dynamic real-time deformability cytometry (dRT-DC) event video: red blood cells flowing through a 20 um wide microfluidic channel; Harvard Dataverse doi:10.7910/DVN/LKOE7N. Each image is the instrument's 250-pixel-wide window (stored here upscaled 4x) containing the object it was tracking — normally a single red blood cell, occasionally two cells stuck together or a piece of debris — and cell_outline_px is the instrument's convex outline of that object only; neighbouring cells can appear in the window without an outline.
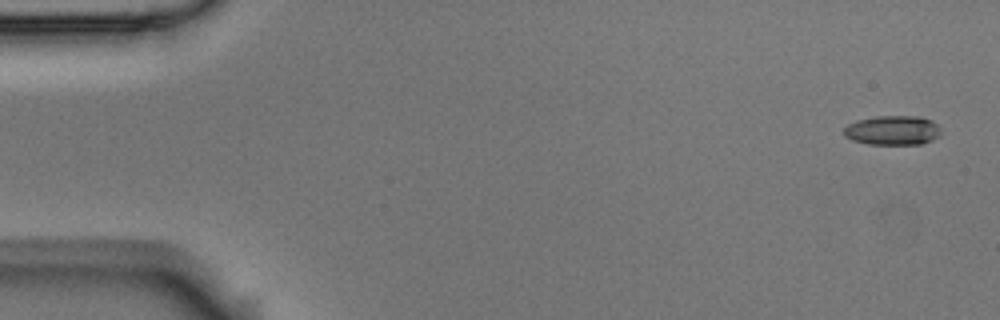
{"species": "Egyptian fruit bat (a non-hibernating species)", "species_latin": "Rousettus aegyptiacus", "temperature_condition": "room temperature", "stored_images_in_passage": 5, "camera_frame_rate_fps": 3000, "um_per_image_px": 0.085, "animal": {"sex": "male"}, "frame": {"image": 1, "passage_image": 1, "time_ms": 0.0, "image_size_px": [1000, 320], "cell_outline_px": [[940, 136], [932, 140], [920, 144], [868, 144], [852, 140], [844, 136], [844, 128], [848, 124], [856, 120], [876, 116], [920, 116], [932, 120], [940, 128]], "centroid_in_image_um": [75.87, 11.07], "position_along_channel_um": 9.1, "area_um2": 16.76}}
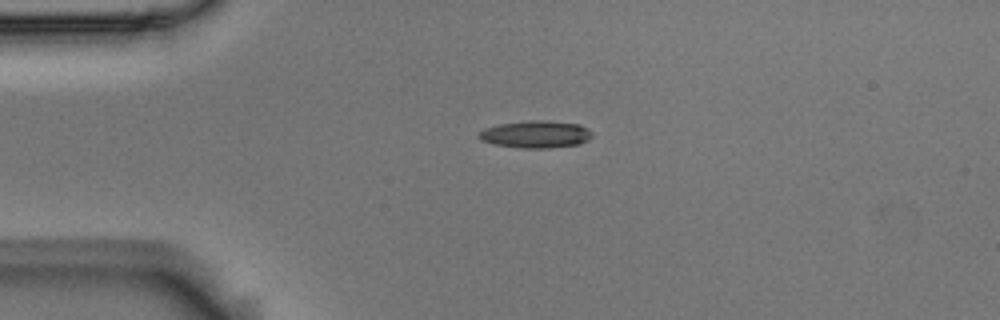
{"frame": {"image": 2, "passage_image": 4, "time_ms": 1.0, "image_size_px": [1000, 320], "cell_outline_px": [[592, 136], [588, 140], [580, 144], [552, 148], [520, 148], [496, 144], [480, 140], [476, 136], [484, 128], [500, 124], [528, 120], [544, 120], [580, 124], [588, 128], [592, 132]], "centroid_in_image_um": [45.56, 11.41], "position_along_channel_um": 39.4, "area_um2": 18.15}}